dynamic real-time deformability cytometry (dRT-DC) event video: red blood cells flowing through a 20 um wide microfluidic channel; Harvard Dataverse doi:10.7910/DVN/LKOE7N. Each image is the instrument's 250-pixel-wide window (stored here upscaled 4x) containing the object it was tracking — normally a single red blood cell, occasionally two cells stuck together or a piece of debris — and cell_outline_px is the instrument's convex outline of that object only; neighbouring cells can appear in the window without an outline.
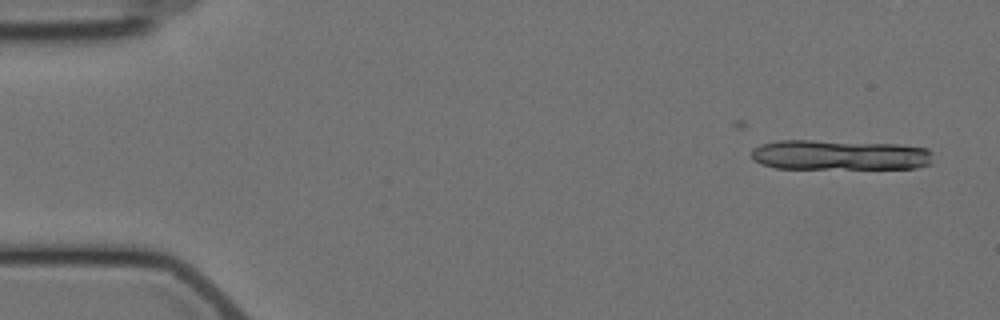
{"species": "Egyptian fruit bat (a non-hibernating species)", "species_latin": "Rousettus aegyptiacus", "temperature_condition": "cold", "stored_images_in_passage": 5, "segment_of_instrument_passage": [1, 2], "camera_frame_rate_fps": 3000, "um_per_image_px": 0.085, "animal": {"sex": "female"}, "frame": {"image": 1, "passage_image": 1, "time_ms": 0.0, "image_size_px": [1000, 320], "cell_outline_px": [[932, 164], [916, 168], [776, 168], [760, 164], [752, 160], [752, 148], [760, 144], [780, 140], [812, 140], [900, 144], [928, 148], [932, 152]], "centroid_in_image_um": [71.38, 13.17], "position_along_channel_um": 13.6, "area_um2": 32.19}}